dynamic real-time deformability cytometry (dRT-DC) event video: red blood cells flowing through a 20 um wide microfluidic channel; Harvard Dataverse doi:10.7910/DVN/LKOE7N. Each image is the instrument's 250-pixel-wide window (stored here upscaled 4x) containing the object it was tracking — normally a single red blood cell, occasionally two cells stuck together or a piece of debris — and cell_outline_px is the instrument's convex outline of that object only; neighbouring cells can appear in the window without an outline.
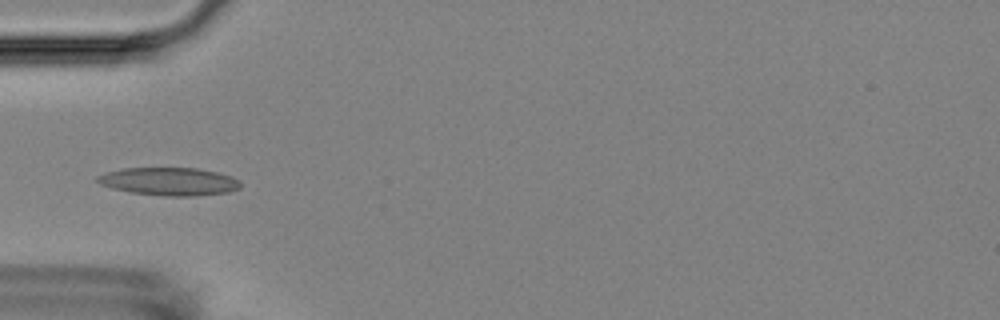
{"species": "Egyptian fruit bat (a non-hibernating species)", "species_latin": "Rousettus aegyptiacus", "temperature_condition": "room temperature", "stored_images_in_passage": 7, "camera_frame_rate_fps": 3000, "um_per_image_px": 0.085, "animal": {"sex": "female"}, "frame": {"image": 1, "passage_image": 5, "time_ms": 5.667, "image_size_px": [1000, 320], "cell_outline_px": [[240, 188], [228, 192], [196, 196], [164, 196], [132, 192], [112, 188], [100, 184], [96, 180], [96, 176], [108, 172], [124, 168], [196, 168], [216, 172], [232, 176], [240, 180]], "centroid_in_image_um": [14.4, 15.42], "position_along_channel_um": 70.6, "area_um2": 23.24}}
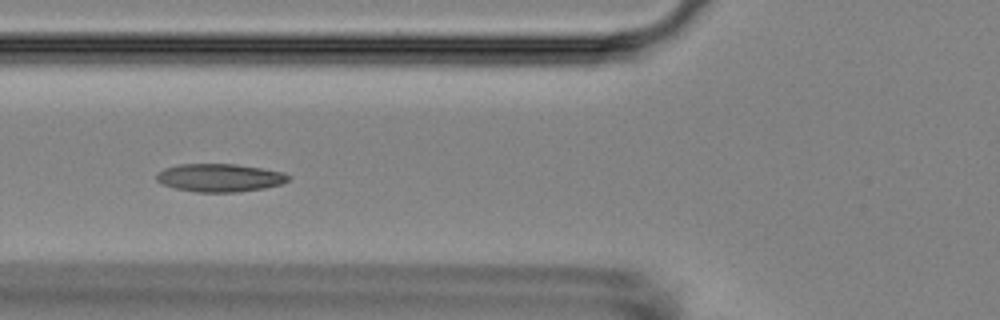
{"frame": {"image": 2, "passage_image": 6, "time_ms": 6.667, "image_size_px": [1000, 320], "cell_outline_px": [[292, 176], [288, 180], [280, 184], [264, 188], [236, 192], [196, 192], [176, 188], [164, 184], [156, 180], [156, 176], [164, 168], [180, 164], [236, 164], [284, 172]], "centroid_in_image_um": [18.7, 15.1], "position_along_channel_um": 107.1, "area_um2": 21.39}}
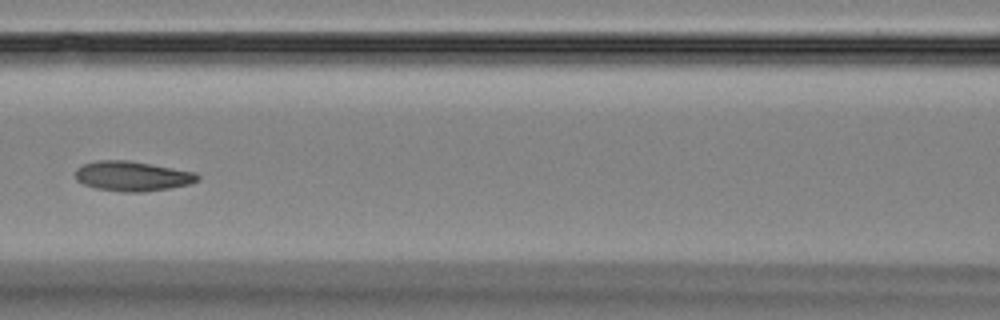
{"frame": {"image": 3, "passage_image": 7, "time_ms": 8.0, "image_size_px": [1000, 320], "cell_outline_px": [[200, 180], [192, 184], [144, 192], [124, 192], [96, 188], [84, 184], [76, 180], [76, 168], [84, 164], [96, 160], [128, 160], [152, 164], [196, 172], [200, 176]], "centroid_in_image_um": [11.28, 14.97], "position_along_channel_um": 155.3, "area_um2": 21.39}}